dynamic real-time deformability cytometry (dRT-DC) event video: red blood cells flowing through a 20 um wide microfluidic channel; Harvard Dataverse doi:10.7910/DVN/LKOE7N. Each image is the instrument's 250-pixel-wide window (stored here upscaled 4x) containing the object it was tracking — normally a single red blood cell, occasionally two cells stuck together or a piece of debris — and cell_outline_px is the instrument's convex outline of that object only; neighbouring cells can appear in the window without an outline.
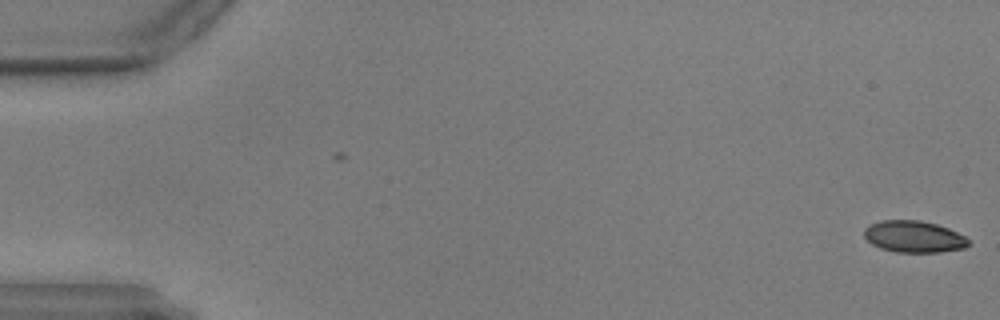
{"species": "common noctule bat (a hibernating species)", "species_latin": "Nyctalus noctula", "temperature_condition": "warm", "stored_images_in_passage": 3, "camera_frame_rate_fps": 3000, "um_per_image_px": 0.085, "animal": {"sex": "male", "body_mass_g": 17.9, "forearm_length_mm": 54.2}, "frame": {"image": 1, "passage_image": 3, "time_ms": 0.667, "image_size_px": [1000, 320], "cell_outline_px": [[972, 244], [964, 248], [940, 252], [896, 252], [880, 248], [872, 244], [864, 236], [864, 228], [880, 220], [920, 220], [936, 224], [948, 228], [964, 236]], "centroid_in_image_um": [77.68, 20.11], "position_along_channel_um": 7.3, "area_um2": 19.25}}